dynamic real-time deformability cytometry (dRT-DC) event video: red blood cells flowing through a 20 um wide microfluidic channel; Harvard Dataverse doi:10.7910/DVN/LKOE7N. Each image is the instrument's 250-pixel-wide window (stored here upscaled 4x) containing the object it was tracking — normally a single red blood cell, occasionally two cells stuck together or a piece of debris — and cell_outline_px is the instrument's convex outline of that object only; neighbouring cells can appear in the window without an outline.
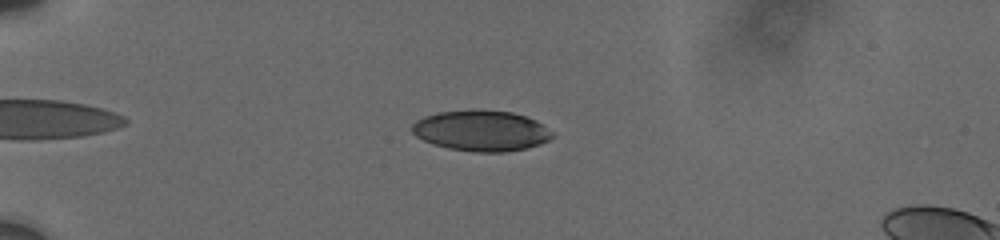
{"species": "human", "species_latin": "Homo sapiens", "temperature_condition": "cold", "stored_images_in_passage": 6, "camera_frame_rate_fps": 3000, "um_per_image_px": 0.085, "donor": {"sex": "male"}, "frame": {"image": 1, "passage_image": 3, "time_ms": 2.0, "image_size_px": [1000, 240], "cell_outline_px": [[552, 136], [548, 140], [540, 144], [524, 148], [504, 152], [472, 152], [448, 148], [432, 144], [416, 136], [412, 132], [412, 124], [416, 120], [424, 116], [436, 112], [512, 112], [536, 120], [552, 132]], "centroid_in_image_um": [40.87, 11.15], "position_along_channel_um": 44.1, "area_um2": 32.43}}
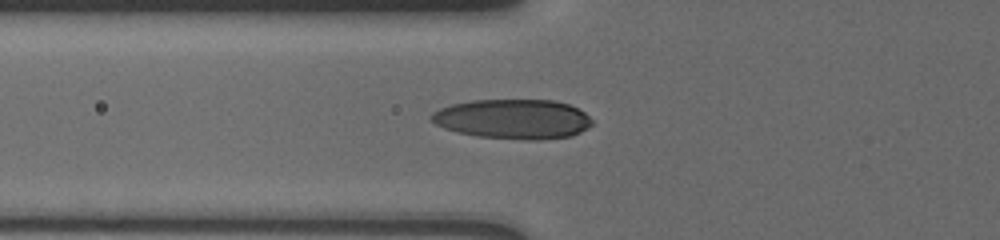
{"frame": {"image": 2, "passage_image": 6, "time_ms": 4.333, "image_size_px": [1000, 240], "cell_outline_px": [[592, 124], [588, 128], [572, 136], [540, 140], [524, 140], [476, 136], [456, 132], [444, 128], [436, 124], [428, 116], [432, 112], [440, 108], [452, 104], [472, 100], [552, 100], [568, 104], [584, 112], [592, 120]], "centroid_in_image_um": [43.59, 10.12], "position_along_channel_um": 82.2, "area_um2": 37.34}}